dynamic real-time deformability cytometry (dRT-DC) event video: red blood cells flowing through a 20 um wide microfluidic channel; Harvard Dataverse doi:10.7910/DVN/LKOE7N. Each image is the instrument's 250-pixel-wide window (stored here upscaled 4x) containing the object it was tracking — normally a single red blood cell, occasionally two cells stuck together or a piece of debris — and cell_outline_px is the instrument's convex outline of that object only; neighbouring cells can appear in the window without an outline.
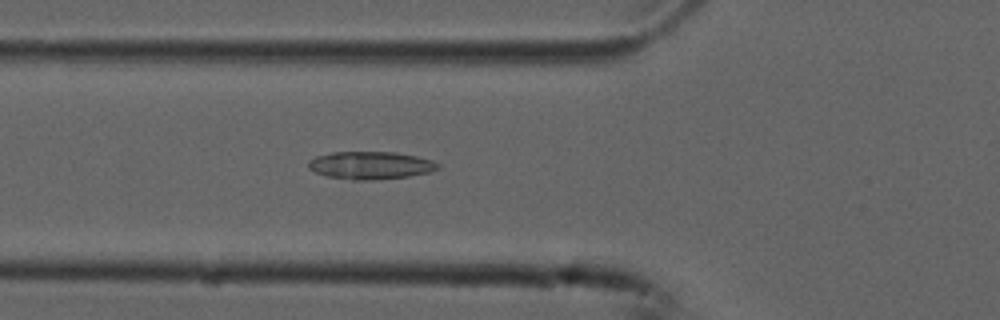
{"species": "common noctule bat (a hibernating species)", "species_latin": "Nyctalus noctula", "temperature_condition": "cold", "stored_images_in_passage": 5, "camera_frame_rate_fps": 3000, "um_per_image_px": 0.085, "animal": {"sex": "male", "forearm_length_mm": 52.5}, "frame": {"image": 1, "passage_image": 5, "time_ms": 1.333, "image_size_px": [1000, 320], "cell_outline_px": [[440, 168], [432, 172], [408, 176], [364, 180], [352, 180], [328, 176], [316, 172], [308, 168], [308, 160], [316, 156], [332, 152], [396, 152], [416, 156], [432, 160], [440, 164]], "centroid_in_image_um": [31.51, 14.04], "position_along_channel_um": 94.3, "area_um2": 20.87}}